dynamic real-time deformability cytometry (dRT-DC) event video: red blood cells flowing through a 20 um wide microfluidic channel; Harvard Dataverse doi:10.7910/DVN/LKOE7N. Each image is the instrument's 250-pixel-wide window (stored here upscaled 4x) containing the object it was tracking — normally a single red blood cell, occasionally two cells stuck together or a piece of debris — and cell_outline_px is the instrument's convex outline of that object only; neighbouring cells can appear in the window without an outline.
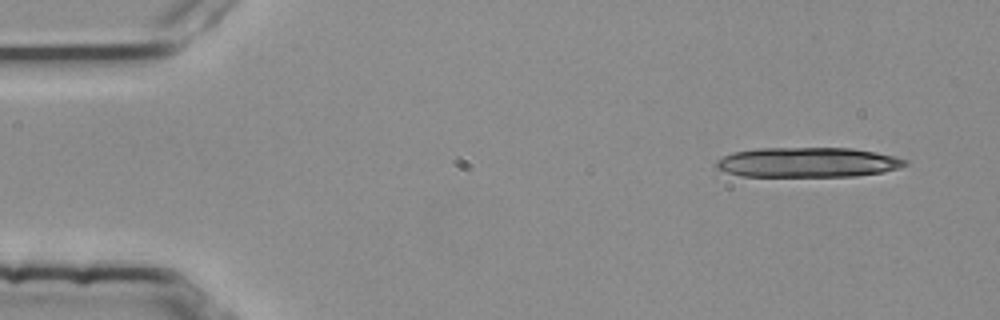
{"species": "common noctule bat (a hibernating species)", "species_latin": "Nyctalus noctula", "temperature_condition": "room temperature", "stored_images_in_passage": 2, "camera_frame_rate_fps": 3000, "um_per_image_px": 0.085, "animal": {"sex": "female", "body_mass_g": 25.1}, "frame": {"image": 1, "passage_image": 2, "time_ms": 0.333, "image_size_px": [1000, 320], "cell_outline_px": [[908, 164], [900, 168], [880, 172], [856, 176], [740, 176], [716, 168], [716, 160], [732, 152], [756, 148], [852, 148], [876, 152], [896, 156], [908, 160]], "centroid_in_image_um": [68.67, 13.79], "position_along_channel_um": 16.3, "area_um2": 33.0}}